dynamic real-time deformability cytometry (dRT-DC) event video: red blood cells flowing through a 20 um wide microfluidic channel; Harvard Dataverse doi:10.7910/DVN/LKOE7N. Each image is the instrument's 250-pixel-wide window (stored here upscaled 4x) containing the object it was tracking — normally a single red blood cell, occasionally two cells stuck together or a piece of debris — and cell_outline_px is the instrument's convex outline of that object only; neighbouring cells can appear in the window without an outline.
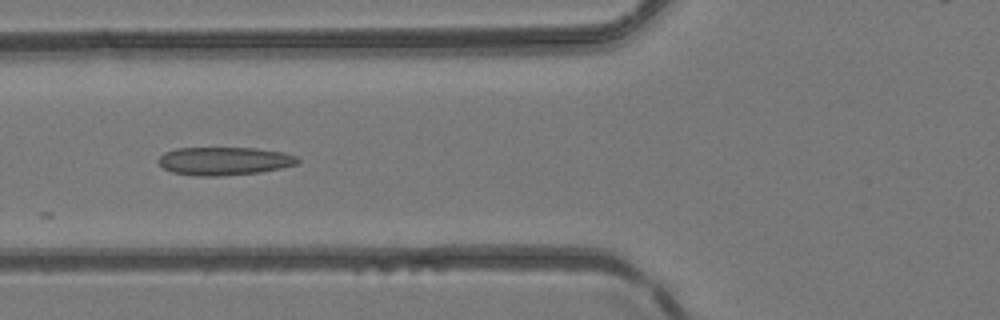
{"species": "common noctule bat (a hibernating species)", "species_latin": "Nyctalus noctula", "temperature_condition": "room temperature", "stored_images_in_passage": 5, "camera_frame_rate_fps": 3000, "um_per_image_px": 0.085, "animal": {"sex": "female", "body_mass_g": 24.6, "forearm_length_mm": 56.2}, "frame": {"image": 1, "passage_image": 4, "time_ms": 1.0, "image_size_px": [1000, 320], "cell_outline_px": [[300, 160], [296, 164], [280, 168], [260, 172], [220, 176], [196, 176], [172, 172], [164, 168], [156, 160], [164, 152], [176, 148], [256, 148], [284, 152], [296, 156]], "centroid_in_image_um": [19.04, 13.68], "position_along_channel_um": 106.8, "area_um2": 22.89}}